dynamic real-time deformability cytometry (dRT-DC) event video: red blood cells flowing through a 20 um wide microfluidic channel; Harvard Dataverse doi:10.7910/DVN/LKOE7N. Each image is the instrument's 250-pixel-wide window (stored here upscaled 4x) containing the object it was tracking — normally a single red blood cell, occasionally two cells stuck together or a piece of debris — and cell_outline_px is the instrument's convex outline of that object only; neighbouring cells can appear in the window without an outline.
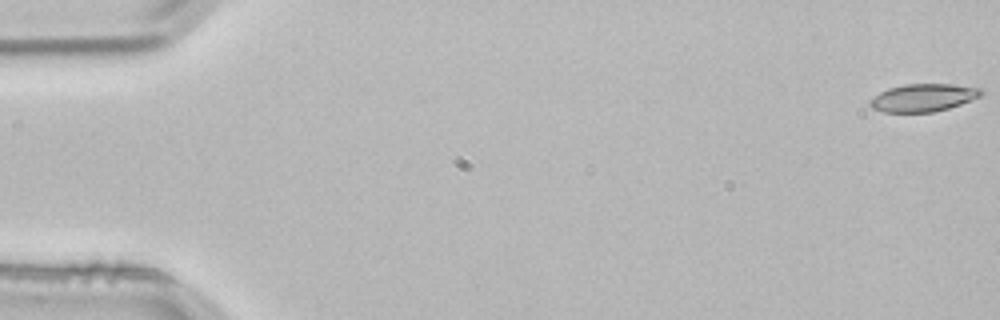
{"species": "common noctule bat (a hibernating species)", "species_latin": "Nyctalus noctula", "temperature_condition": "room temperature", "stored_images_in_passage": 4, "camera_frame_rate_fps": 3000, "um_per_image_px": 0.085, "animal": {"sex": "male", "body_mass_g": 21.5, "forearm_length_mm": 52.0}, "frame": {"image": 1, "passage_image": 1, "time_ms": 0.0, "image_size_px": [1000, 320], "cell_outline_px": [[984, 92], [980, 96], [960, 104], [948, 108], [932, 112], [884, 112], [872, 108], [868, 104], [868, 100], [880, 92], [888, 88], [904, 84], [948, 84], [980, 88]], "centroid_in_image_um": [78.42, 8.3], "position_along_channel_um": 6.6, "area_um2": 17.86}}
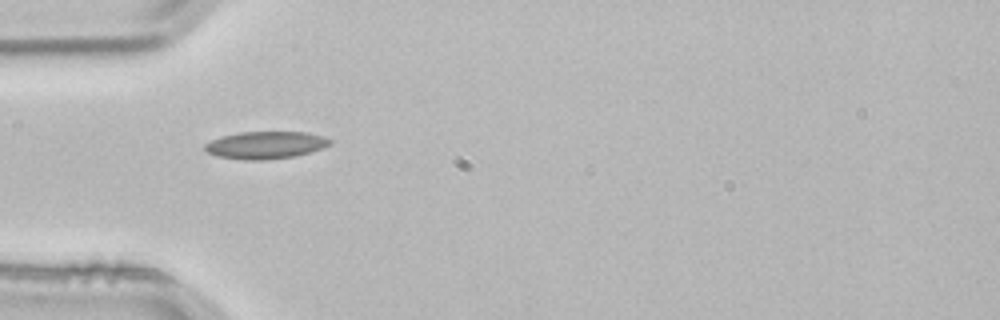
{"frame": {"image": 2, "passage_image": 4, "time_ms": 1.0, "image_size_px": [1000, 320], "cell_outline_px": [[332, 144], [296, 156], [264, 160], [244, 160], [216, 156], [208, 152], [204, 148], [204, 144], [220, 136], [240, 132], [308, 132], [324, 136], [332, 140]], "centroid_in_image_um": [22.57, 12.33], "position_along_channel_um": 62.4, "area_um2": 20.0}}